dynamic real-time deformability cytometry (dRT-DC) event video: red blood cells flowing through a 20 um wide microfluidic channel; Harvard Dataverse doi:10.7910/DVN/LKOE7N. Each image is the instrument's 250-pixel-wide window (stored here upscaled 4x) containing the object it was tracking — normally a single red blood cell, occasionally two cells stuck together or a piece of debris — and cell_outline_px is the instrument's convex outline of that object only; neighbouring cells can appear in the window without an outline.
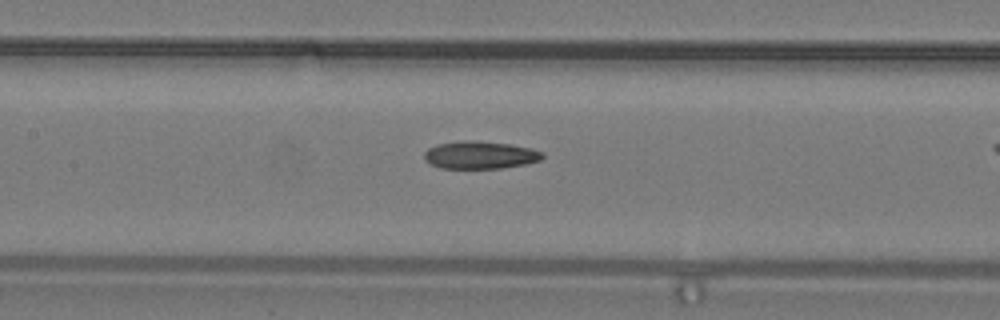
{"species": "common noctule bat (a hibernating species)", "species_latin": "Nyctalus noctula", "temperature_condition": "warm", "stored_images_in_passage": 30, "camera_frame_rate_fps": 3000, "um_per_image_px": 0.085, "animal": {"sex": "male", "body_mass_g": 19.2, "forearm_length_mm": 51.8}, "frame": {"image": 1, "passage_image": 18, "time_ms": 5.667, "image_size_px": [1000, 320], "cell_outline_px": [[544, 156], [540, 160], [524, 164], [500, 168], [440, 168], [424, 160], [424, 152], [428, 148], [440, 144], [508, 144], [528, 148], [544, 152]], "centroid_in_image_um": [40.83, 13.24], "position_along_channel_um": 166.6, "area_um2": 17.69}}
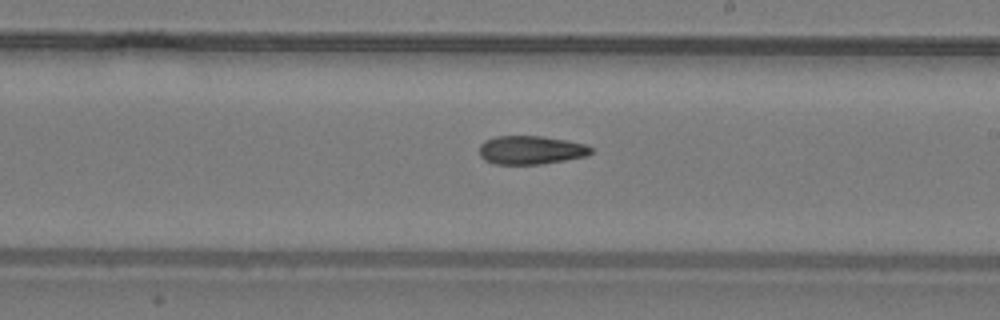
{"frame": {"image": 2, "passage_image": 22, "time_ms": 7.0, "image_size_px": [1000, 320], "cell_outline_px": [[592, 152], [588, 156], [540, 164], [496, 164], [484, 160], [480, 156], [480, 144], [484, 140], [496, 136], [540, 136], [568, 140], [588, 144], [592, 148]], "centroid_in_image_um": [45.14, 12.74], "position_along_channel_um": 243.9, "area_um2": 18.73}}